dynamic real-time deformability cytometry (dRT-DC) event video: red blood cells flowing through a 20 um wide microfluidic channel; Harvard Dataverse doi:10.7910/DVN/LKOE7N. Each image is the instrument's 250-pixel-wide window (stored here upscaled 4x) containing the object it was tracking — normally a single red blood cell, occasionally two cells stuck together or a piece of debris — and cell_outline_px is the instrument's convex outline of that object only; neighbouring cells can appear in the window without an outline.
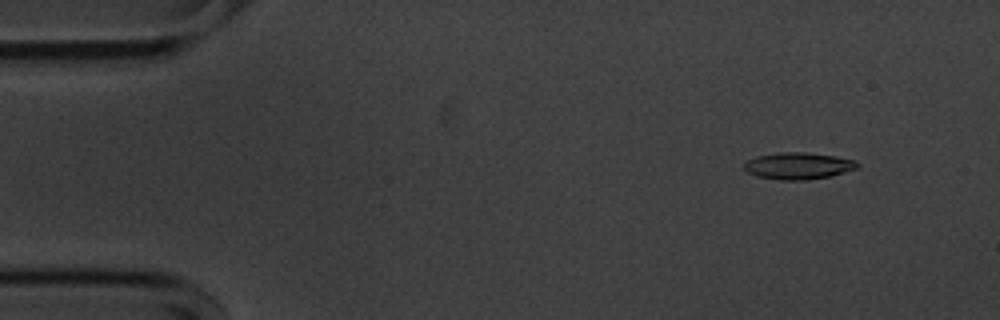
{"species": "common noctule bat (a hibernating species)", "species_latin": "Nyctalus noctula", "temperature_condition": "cold", "stored_images_in_passage": 55, "camera_frame_rate_fps": 3000, "um_per_image_px": 0.085, "animal": {"sex": "male", "body_mass_g": 20.1, "forearm_length_mm": 53.5}, "frame": {"image": 1, "passage_image": 5, "time_ms": 1.333, "image_size_px": [1000, 320], "cell_outline_px": [[860, 168], [828, 176], [804, 180], [780, 180], [756, 176], [748, 172], [744, 168], [744, 164], [748, 160], [756, 156], [780, 152], [808, 152], [836, 156], [852, 160], [860, 164]], "centroid_in_image_um": [67.85, 14.09], "position_along_channel_um": 17.1, "area_um2": 17.63}}
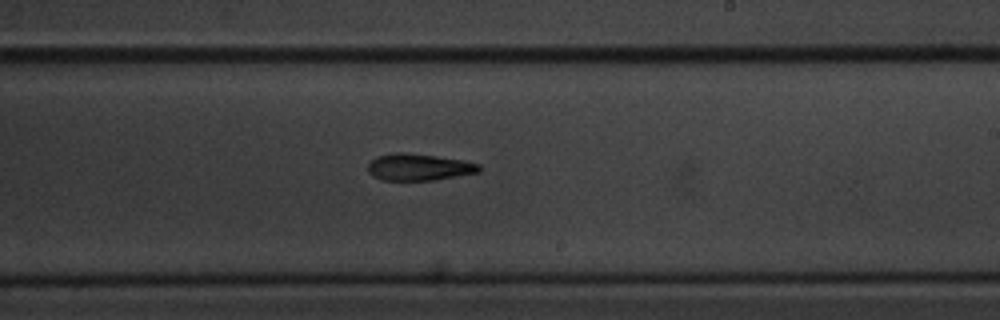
{"frame": {"image": 2, "passage_image": 32, "time_ms": 10.333, "image_size_px": [1000, 320], "cell_outline_px": [[480, 172], [432, 180], [380, 180], [372, 176], [368, 172], [368, 164], [376, 156], [396, 152], [404, 152], [436, 156], [464, 160], [480, 164]], "centroid_in_image_um": [35.58, 14.2], "position_along_channel_um": 253.4, "area_um2": 17.4}}
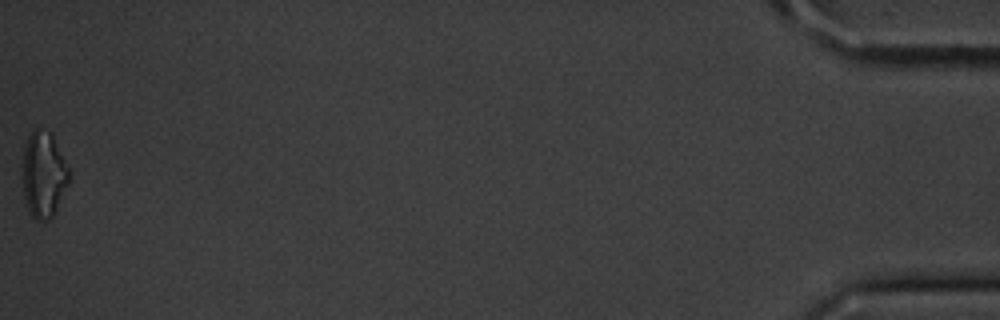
{"frame": {"image": 3, "passage_image": 55, "time_ms": 18.0, "image_size_px": [1000, 320], "cell_outline_px": [[68, 184], [52, 216], [48, 220], [36, 220], [28, 212], [24, 196], [24, 148], [28, 136], [32, 128], [36, 128], [48, 132], [52, 136], [68, 168]], "centroid_in_image_um": [3.69, 14.85], "position_along_channel_um": 431.5, "area_um2": 22.54}, "authors_computed_cell_mechanics": {"area_um2": 18.0914, "velocity_mm_per_s": 3.6061, "shape_relaxation_time_tau1_ms": 3.321, "shape_relaxation_time_tau2_ms": null, "deformation_change_tau1": 0.1064, "deformation_change_tau2": null}}